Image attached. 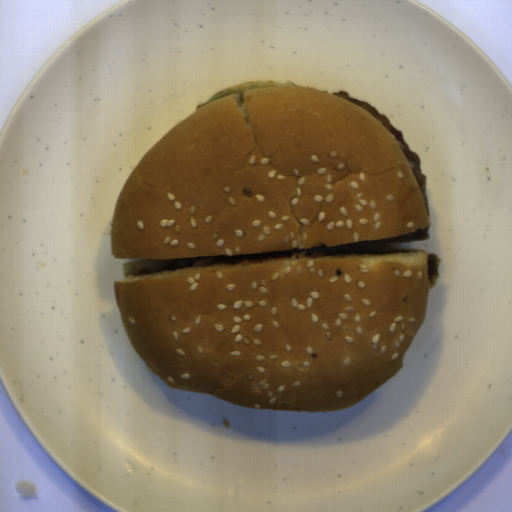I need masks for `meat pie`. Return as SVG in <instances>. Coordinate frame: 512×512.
<instances>
[{"label":"meat pie","instance_id":"b5893723","mask_svg":"<svg viewBox=\"0 0 512 512\" xmlns=\"http://www.w3.org/2000/svg\"><path fill=\"white\" fill-rule=\"evenodd\" d=\"M409 253L406 250H370V251H343V252H310L308 249L286 250L267 253L240 254V255H217L196 258L174 259L167 266L156 271L142 269L132 275L137 276L146 273L161 271H173L188 267H211V266H234L258 262H267L291 258L330 257V256H353V255H377V254H400Z\"/></svg>","mask_w":512,"mask_h":512},{"label":"meat pie","instance_id":"c0bc52ac","mask_svg":"<svg viewBox=\"0 0 512 512\" xmlns=\"http://www.w3.org/2000/svg\"><path fill=\"white\" fill-rule=\"evenodd\" d=\"M325 93H329L332 95H335L337 97H340L342 99H345L352 104L360 107L361 109L368 112L371 116H373L376 120H378L381 124H383L386 129L390 132V134L393 136V138L396 140L398 145L400 146L410 168L411 171L415 177V180L419 186L421 196L425 205L426 212L428 216L430 217V205H429V199H428V190H427V180L428 176L422 174L423 166H422V160L420 155L416 154L414 151L411 150L410 146L407 144V142L404 140V134L403 132L391 124L390 119L387 115L381 114L378 109L371 104L367 103L365 100H359L357 98L350 97L349 92L345 90H340L338 92L331 93L330 91H322Z\"/></svg>","mask_w":512,"mask_h":512},{"label":"meat pie","instance_id":"742d133d","mask_svg":"<svg viewBox=\"0 0 512 512\" xmlns=\"http://www.w3.org/2000/svg\"><path fill=\"white\" fill-rule=\"evenodd\" d=\"M431 224V223H430ZM430 224L425 227L423 230L419 227L414 233L405 234L401 236H396L392 238H386L375 241H359L346 243V245H380V244H389V243H397V242H406V241H424L430 240L429 228Z\"/></svg>","mask_w":512,"mask_h":512},{"label":"meat pie","instance_id":"038a4eef","mask_svg":"<svg viewBox=\"0 0 512 512\" xmlns=\"http://www.w3.org/2000/svg\"><path fill=\"white\" fill-rule=\"evenodd\" d=\"M428 256V272H429V290L434 289L437 285V280L440 279L438 269L441 264L442 258H438V254L427 252Z\"/></svg>","mask_w":512,"mask_h":512}]
</instances>
